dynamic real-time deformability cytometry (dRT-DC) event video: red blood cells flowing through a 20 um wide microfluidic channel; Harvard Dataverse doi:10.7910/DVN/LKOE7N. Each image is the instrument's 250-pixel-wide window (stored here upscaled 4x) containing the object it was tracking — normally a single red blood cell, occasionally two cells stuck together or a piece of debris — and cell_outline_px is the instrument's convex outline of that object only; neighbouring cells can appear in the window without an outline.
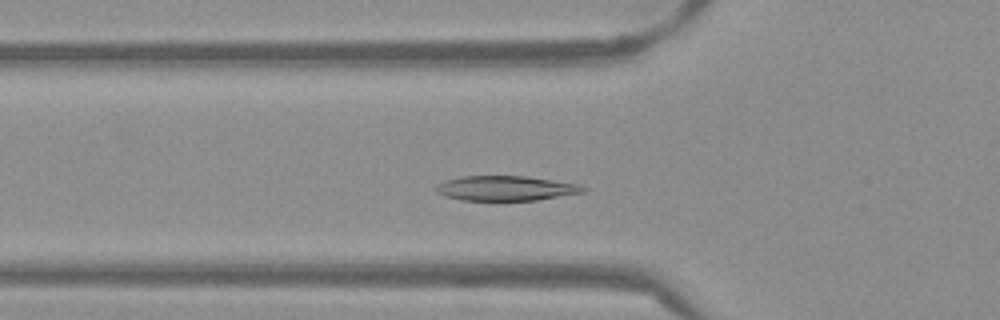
{"species": "Egyptian fruit bat (a non-hibernating species)", "species_latin": "Rousettus aegyptiacus", "temperature_condition": "warm", "stored_images_in_passage": 37, "camera_frame_rate_fps": 3000, "um_per_image_px": 0.085, "frame": {"image": 1, "passage_image": 2, "time_ms": 0.333, "image_size_px": [1000, 320], "cell_outline_px": [[588, 188], [584, 192], [536, 200], [460, 200], [444, 196], [436, 192], [436, 184], [460, 176], [528, 176], [580, 184]], "centroid_in_image_um": [43.0, 16.0], "position_along_channel_um": 82.8, "area_um2": 21.33}}
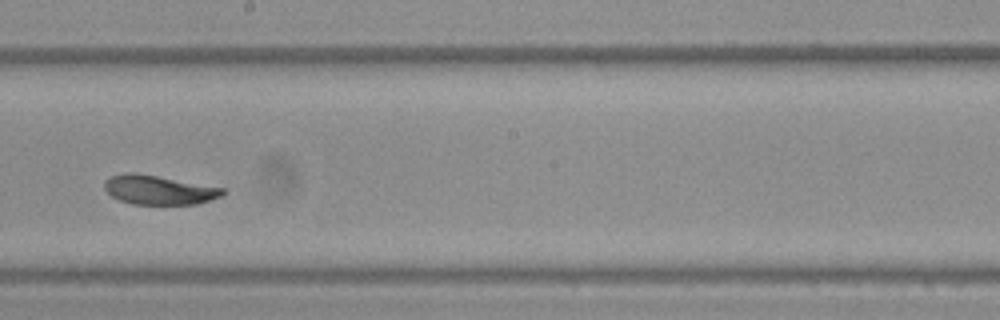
{"frame": {"image": 2, "passage_image": 14, "time_ms": 4.333, "image_size_px": [1000, 320], "cell_outline_px": [[224, 192], [220, 196], [196, 204], [132, 204], [120, 200], [112, 196], [104, 188], [104, 180], [108, 176], [128, 172], [132, 172], [156, 176], [224, 188]], "centroid_in_image_um": [13.43, 16.14], "position_along_channel_um": 234.8, "area_um2": 19.83}}
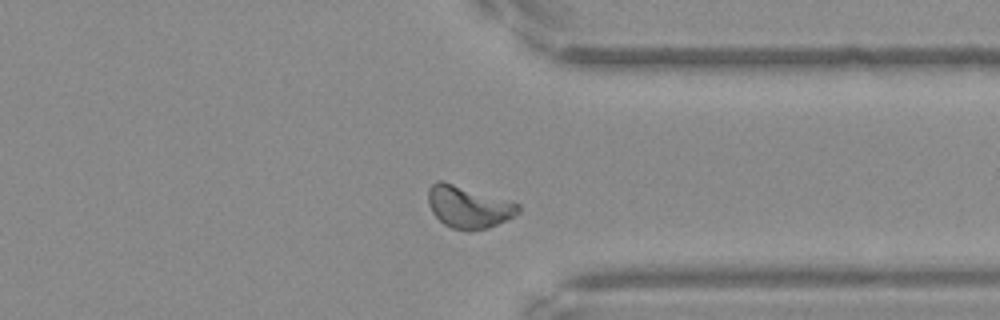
{"frame": {"image": 3, "passage_image": 25, "time_ms": 8.0, "image_size_px": [1000, 320], "cell_outline_px": [[520, 212], [488, 228], [468, 232], [452, 228], [444, 224], [432, 212], [428, 204], [428, 188], [436, 180], [444, 180], [520, 204]], "centroid_in_image_um": [39.78, 17.58], "position_along_channel_um": 371.6, "area_um2": 22.2}, "authors_computed_cell_mechanics": {"area_um2": 20.5768, "velocity_mm_per_s": 3.7925, "shape_relaxation_time_tau1_ms": 4.3519, "shape_relaxation_time_tau2_ms": 3.5617, "deformation_change_tau1": 0.1539, "deformation_change_tau2": 0.0752}}